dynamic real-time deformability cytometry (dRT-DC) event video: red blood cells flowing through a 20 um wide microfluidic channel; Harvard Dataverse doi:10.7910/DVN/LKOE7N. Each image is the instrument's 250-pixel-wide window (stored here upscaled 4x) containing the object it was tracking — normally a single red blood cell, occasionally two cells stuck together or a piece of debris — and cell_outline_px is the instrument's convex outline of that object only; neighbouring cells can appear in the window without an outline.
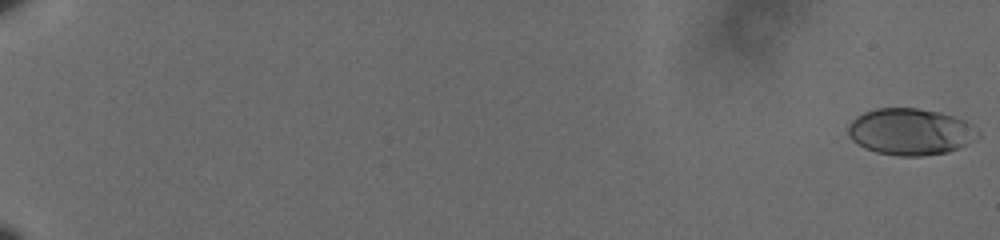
{"species": "human", "species_latin": "Homo sapiens", "temperature_condition": "cold", "stored_images_in_passage": 62, "camera_frame_rate_fps": 3000, "um_per_image_px": 0.085, "donor": {"sex": "male"}, "frame": {"image": 1, "passage_image": 1, "time_ms": 0.0, "image_size_px": [1000, 240], "cell_outline_px": [[980, 136], [948, 152], [920, 156], [900, 156], [876, 152], [864, 148], [852, 140], [848, 136], [848, 124], [856, 116], [864, 112], [876, 108], [920, 108], [940, 112], [964, 120], [972, 124], [980, 132]], "centroid_in_image_um": [77.35, 11.18], "position_along_channel_um": 7.6, "area_um2": 35.32}}
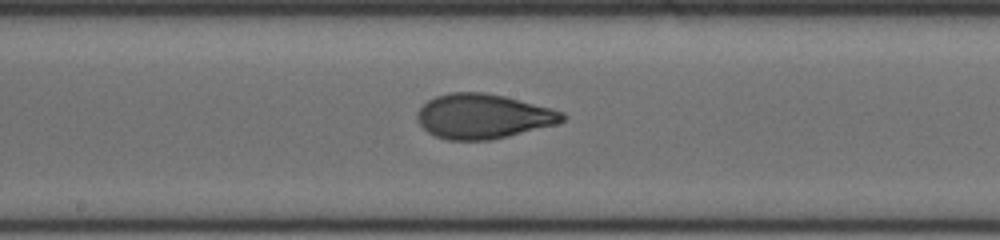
{"frame": {"image": 2, "passage_image": 37, "time_ms": 12.0, "image_size_px": [1000, 240], "cell_outline_px": [[568, 116], [564, 120], [556, 124], [492, 140], [448, 140], [436, 136], [428, 132], [416, 120], [416, 112], [428, 100], [436, 96], [452, 92], [484, 92], [504, 96], [552, 108], [564, 112]], "centroid_in_image_um": [41.07, 9.88], "position_along_channel_um": 207.1, "area_um2": 37.86}}
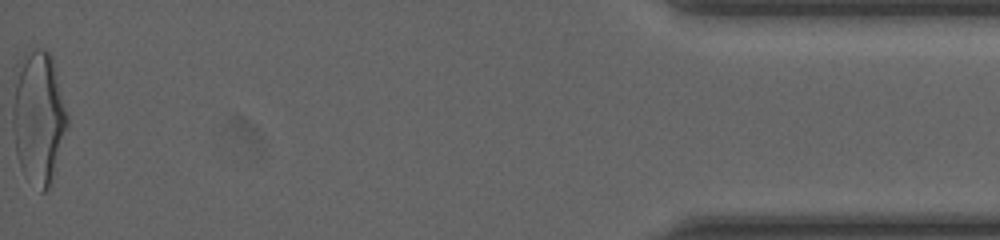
{"frame": {"image": 3, "passage_image": 62, "time_ms": 20.333, "image_size_px": [1000, 240], "cell_outline_px": [[68, 124], [52, 176], [48, 188], [44, 192], [40, 192], [24, 176], [20, 168], [16, 152], [12, 132], [12, 108], [16, 64], [32, 48], [44, 48], [52, 56], [68, 112]], "centroid_in_image_um": [3.25, 9.94], "position_along_channel_um": 432.0, "area_um2": 42.77}, "authors_computed_cell_mechanics": {"area_um2": 36.4718, "velocity_mm_per_s": 3.6123, "shape_relaxation_time_tau1_ms": 4.5276, "shape_relaxation_time_tau2_ms": 1.0868, "deformation_change_tau1": 0.1959, "deformation_change_tau2": 0.0678}}